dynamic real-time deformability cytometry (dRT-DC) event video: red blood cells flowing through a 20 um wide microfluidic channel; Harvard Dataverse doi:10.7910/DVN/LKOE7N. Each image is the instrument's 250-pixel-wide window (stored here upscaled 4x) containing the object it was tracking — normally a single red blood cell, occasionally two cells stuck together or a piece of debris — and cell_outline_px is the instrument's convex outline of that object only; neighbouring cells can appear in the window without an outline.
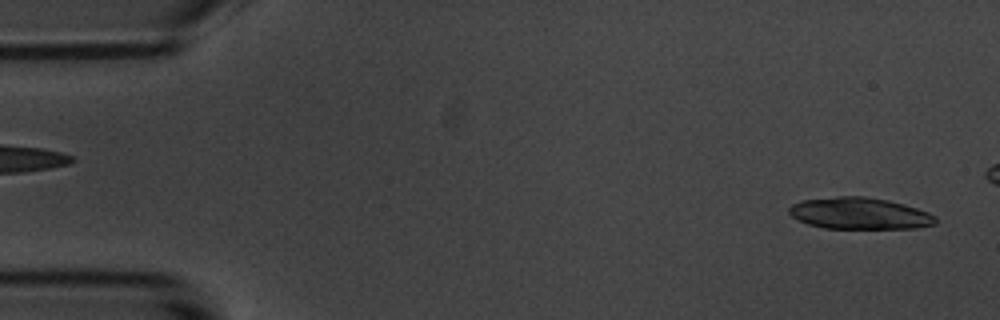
{"species": "common noctule bat (a hibernating species)", "species_latin": "Nyctalus noctula", "temperature_condition": "room temperature", "stored_images_in_passage": 55, "camera_frame_rate_fps": 3000, "um_per_image_px": 0.085, "animal": {"sex": "male", "body_mass_g": 20.1, "forearm_length_mm": 53.5}, "frame": {"image": 1, "passage_image": 2, "time_ms": 0.333, "image_size_px": [1000, 320], "cell_outline_px": [[936, 224], [916, 228], [824, 228], [808, 224], [796, 220], [788, 212], [788, 208], [792, 204], [800, 200], [836, 196], [864, 196], [888, 200], [904, 204], [928, 212], [936, 216]], "centroid_in_image_um": [73.03, 18.13], "position_along_channel_um": 12.0, "area_um2": 27.17}}
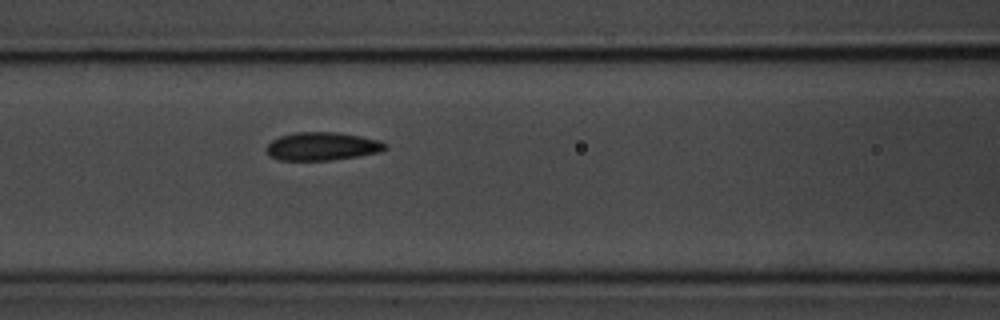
{"frame": {"image": 2, "passage_image": 22, "time_ms": 7.0, "image_size_px": [1000, 320], "cell_outline_px": [[388, 148], [380, 152], [360, 156], [332, 160], [280, 160], [268, 156], [264, 148], [272, 140], [280, 136], [296, 132], [336, 132], [360, 136], [380, 140], [388, 144]], "centroid_in_image_um": [27.39, 12.44], "position_along_channel_um": 139.2, "area_um2": 19.77}}
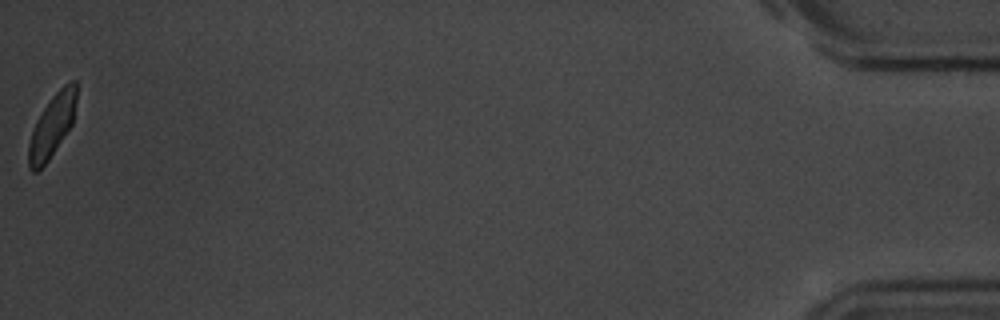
{"frame": {"image": 3, "passage_image": 55, "time_ms": 18.0, "image_size_px": [1000, 320], "cell_outline_px": [[76, 100], [72, 124], [48, 160], [36, 172], [32, 172], [28, 168], [28, 144], [36, 120], [52, 96], [64, 84], [72, 80], [76, 80]], "centroid_in_image_um": [4.41, 10.69], "position_along_channel_um": 430.8, "area_um2": 17.17}, "authors_computed_cell_mechanics": {"area_um2": 19.7676, "velocity_mm_per_s": 3.5434, "shape_relaxation_time_tau1_ms": null, "shape_relaxation_time_tau2_ms": 1.0309, "deformation_change_tau1": null, "deformation_change_tau2": 0.0677}}